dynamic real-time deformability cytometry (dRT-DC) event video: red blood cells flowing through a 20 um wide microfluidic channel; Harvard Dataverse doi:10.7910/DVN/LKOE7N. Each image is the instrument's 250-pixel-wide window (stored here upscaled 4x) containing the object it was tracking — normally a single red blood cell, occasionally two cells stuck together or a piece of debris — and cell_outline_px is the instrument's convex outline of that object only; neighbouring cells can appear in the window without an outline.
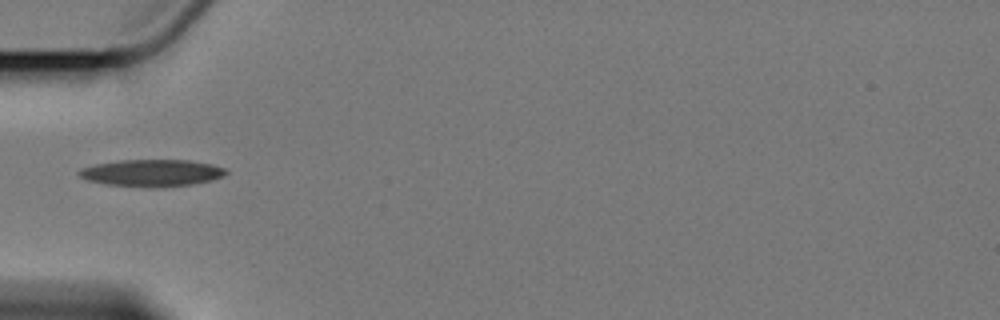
{"species": "Egyptian fruit bat (a non-hibernating species)", "species_latin": "Rousettus aegyptiacus", "temperature_condition": "cold", "stored_images_in_passage": 5, "camera_frame_rate_fps": 3000, "um_per_image_px": 0.085, "animal": {"sex": "female"}, "frame": {"image": 1, "passage_image": 1, "time_ms": 0.0, "image_size_px": [1000, 320], "cell_outline_px": [[228, 172], [224, 176], [212, 180], [192, 184], [160, 188], [148, 188], [104, 184], [88, 180], [80, 176], [76, 172], [80, 168], [96, 164], [120, 160], [188, 160], [212, 164], [224, 168]], "centroid_in_image_um": [12.9, 14.71], "position_along_channel_um": 72.1, "area_um2": 23.35}}
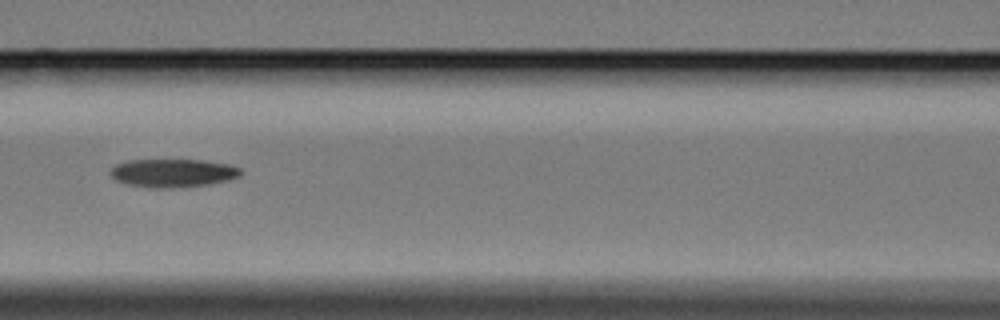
{"frame": {"image": 2, "passage_image": 3, "time_ms": 2.333, "image_size_px": [1000, 320], "cell_outline_px": [[244, 172], [240, 176], [228, 180], [208, 184], [172, 188], [156, 188], [128, 184], [116, 180], [108, 172], [116, 164], [128, 160], [204, 160], [228, 164], [240, 168]], "centroid_in_image_um": [14.72, 14.7], "position_along_channel_um": 151.9, "area_um2": 21.44}}
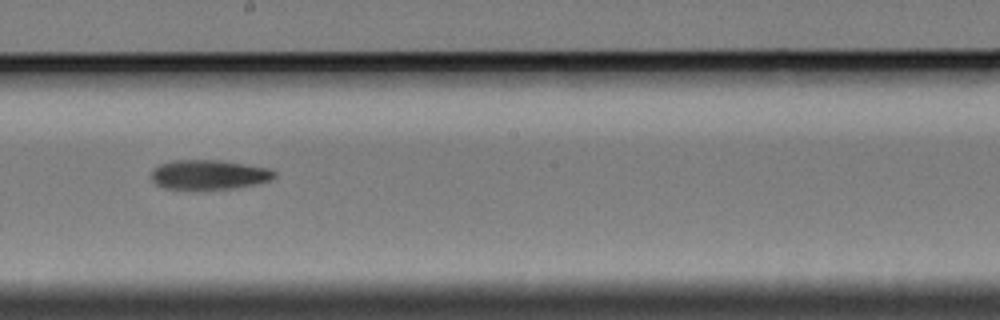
{"frame": {"image": 3, "passage_image": 5, "time_ms": 4.667, "image_size_px": [1000, 320], "cell_outline_px": [[276, 176], [272, 180], [256, 184], [236, 188], [196, 192], [164, 188], [156, 184], [152, 180], [152, 168], [160, 164], [172, 160], [220, 160], [268, 168], [276, 172]], "centroid_in_image_um": [17.73, 14.89], "position_along_channel_um": 230.5, "area_um2": 22.08}}